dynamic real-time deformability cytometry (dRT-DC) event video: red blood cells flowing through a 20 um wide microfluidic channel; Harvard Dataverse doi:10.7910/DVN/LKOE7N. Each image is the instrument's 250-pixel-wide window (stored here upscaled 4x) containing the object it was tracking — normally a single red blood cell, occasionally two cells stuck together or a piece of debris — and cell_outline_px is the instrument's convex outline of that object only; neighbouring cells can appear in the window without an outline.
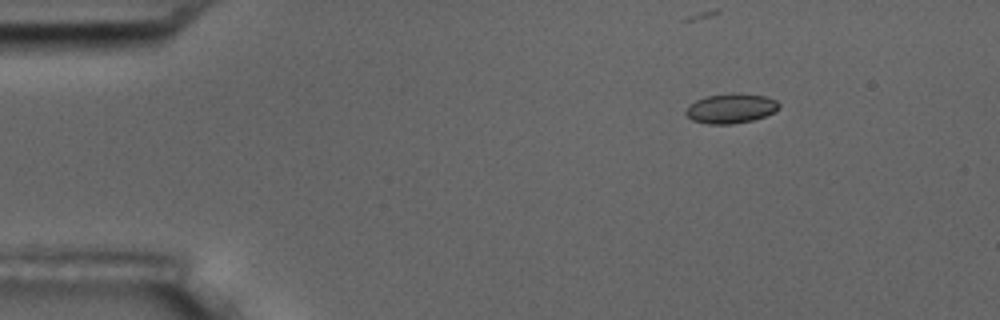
{"species": "common noctule bat (a hibernating species)", "species_latin": "Nyctalus noctula", "temperature_condition": "room temperature", "stored_images_in_passage": 6, "segment_of_instrument_passage": [2, 2], "camera_frame_rate_fps": 3000, "um_per_image_px": 0.085, "animal": {"sex": "male", "body_mass_g": 17.5, "forearm_length_mm": 52.3}, "frame": {"image": 1, "passage_image": 6, "time_ms": 6.0, "image_size_px": [1000, 320], "cell_outline_px": [[780, 108], [764, 116], [752, 120], [732, 124], [708, 124], [692, 120], [684, 112], [696, 100], [708, 96], [732, 92], [764, 96], [776, 100], [780, 104]], "centroid_in_image_um": [62.14, 9.21], "position_along_channel_um": 22.9, "area_um2": 15.95}}